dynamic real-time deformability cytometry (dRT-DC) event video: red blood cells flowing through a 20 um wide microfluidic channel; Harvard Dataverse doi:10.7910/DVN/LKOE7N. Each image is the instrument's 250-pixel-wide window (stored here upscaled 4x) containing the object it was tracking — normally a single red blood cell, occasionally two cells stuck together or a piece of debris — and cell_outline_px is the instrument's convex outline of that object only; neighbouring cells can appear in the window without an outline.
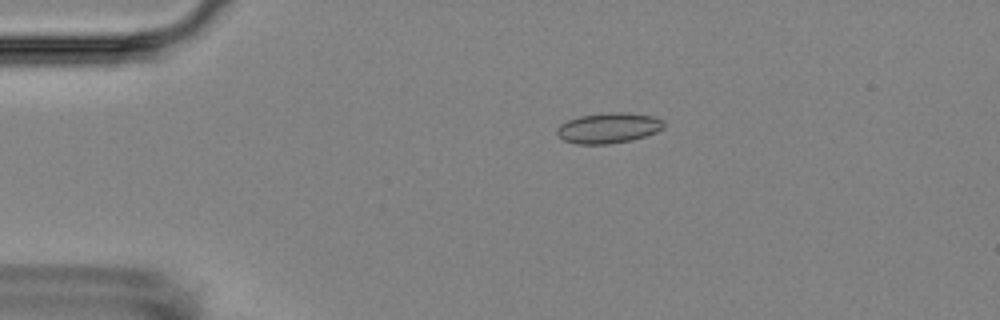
{"species": "Egyptian fruit bat (a non-hibernating species)", "species_latin": "Rousettus aegyptiacus", "temperature_condition": "room temperature", "stored_images_in_passage": 3, "camera_frame_rate_fps": 3000, "um_per_image_px": 0.085, "animal": {"sex": "female"}, "frame": {"image": 1, "passage_image": 1, "time_ms": 0.0, "image_size_px": [1000, 320], "cell_outline_px": [[664, 128], [656, 132], [632, 140], [608, 144], [576, 144], [564, 140], [556, 132], [556, 128], [560, 124], [568, 120], [580, 116], [608, 112], [624, 112], [652, 116], [664, 120]], "centroid_in_image_um": [51.72, 10.87], "position_along_channel_um": 33.3, "area_um2": 18.96}}